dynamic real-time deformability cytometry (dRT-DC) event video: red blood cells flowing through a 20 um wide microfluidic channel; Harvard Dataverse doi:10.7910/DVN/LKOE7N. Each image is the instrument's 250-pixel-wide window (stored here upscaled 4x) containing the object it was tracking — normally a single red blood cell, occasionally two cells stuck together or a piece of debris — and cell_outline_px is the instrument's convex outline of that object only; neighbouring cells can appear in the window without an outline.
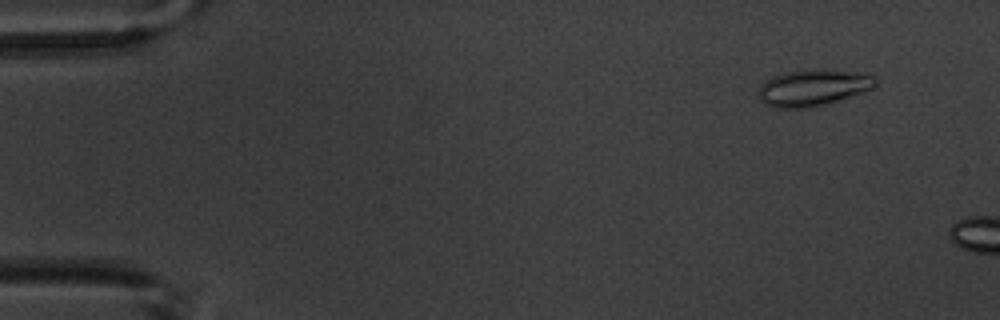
{"species": "common noctule bat (a hibernating species)", "species_latin": "Nyctalus noctula", "temperature_condition": "warm", "stored_images_in_passage": 4, "camera_frame_rate_fps": 3000, "um_per_image_px": 0.085, "animal": {"sex": "male", "body_mass_g": 20.1, "forearm_length_mm": 53.5}, "frame": {"image": 1, "passage_image": 2, "time_ms": 1.333, "image_size_px": [1000, 320], "cell_outline_px": [[880, 84], [872, 88], [824, 104], [808, 108], [776, 108], [764, 104], [760, 100], [760, 88], [764, 80], [772, 76], [788, 72], [816, 68], [820, 68], [872, 72], [880, 80]], "centroid_in_image_um": [69.2, 7.41], "position_along_channel_um": 15.8, "area_um2": 25.32}}